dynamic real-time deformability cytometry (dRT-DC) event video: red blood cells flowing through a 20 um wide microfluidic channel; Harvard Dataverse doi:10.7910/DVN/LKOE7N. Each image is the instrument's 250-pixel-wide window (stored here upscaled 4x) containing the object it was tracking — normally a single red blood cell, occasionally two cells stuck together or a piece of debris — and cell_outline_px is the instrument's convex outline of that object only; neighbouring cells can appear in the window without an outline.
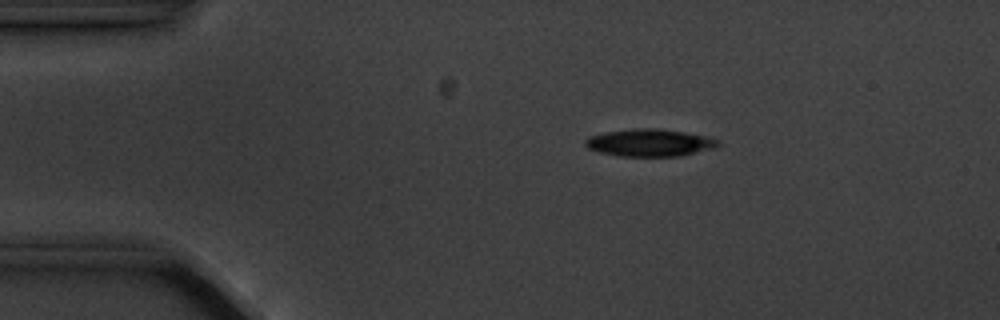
{"species": "common noctule bat (a hibernating species)", "species_latin": "Nyctalus noctula", "temperature_condition": "cold", "stored_images_in_passage": 3, "camera_frame_rate_fps": 3000, "um_per_image_px": 0.085, "animal": {"sex": "male", "body_mass_g": 20.1, "forearm_length_mm": 53.5}, "frame": {"image": 1, "passage_image": 2, "time_ms": 1.333, "image_size_px": [1000, 320], "cell_outline_px": [[720, 144], [716, 148], [680, 156], [620, 156], [600, 152], [588, 148], [584, 144], [584, 140], [588, 136], [604, 132], [636, 128], [652, 128], [680, 132], [704, 136], [716, 140]], "centroid_in_image_um": [55.17, 12.14], "position_along_channel_um": 29.8, "area_um2": 20.92}}